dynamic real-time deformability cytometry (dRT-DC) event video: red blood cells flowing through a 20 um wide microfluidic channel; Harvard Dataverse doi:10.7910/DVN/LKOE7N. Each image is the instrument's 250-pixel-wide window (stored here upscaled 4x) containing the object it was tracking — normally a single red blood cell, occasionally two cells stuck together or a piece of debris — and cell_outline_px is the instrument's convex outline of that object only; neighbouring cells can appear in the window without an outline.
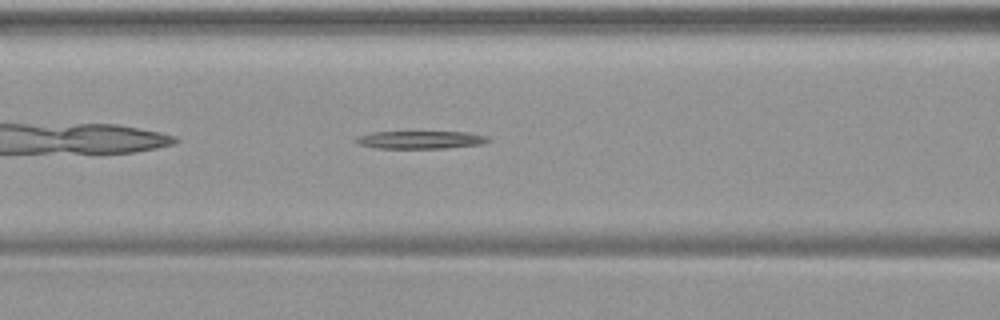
{"species": "common noctule bat (a hibernating species)", "species_latin": "Nyctalus noctula", "temperature_condition": "warm", "stored_images_in_passage": 35, "camera_frame_rate_fps": 3000, "um_per_image_px": 0.085, "animal": {"sex": "female", "body_mass_g": 19.9}, "frame": {"image": 1, "passage_image": 7, "time_ms": 2.0, "image_size_px": [1000, 320], "cell_outline_px": [[492, 140], [480, 144], [448, 148], [376, 148], [360, 144], [352, 140], [356, 136], [372, 132], [468, 132], [488, 136]], "centroid_in_image_um": [35.73, 11.88], "position_along_channel_um": 130.9, "area_um2": 13.76}}
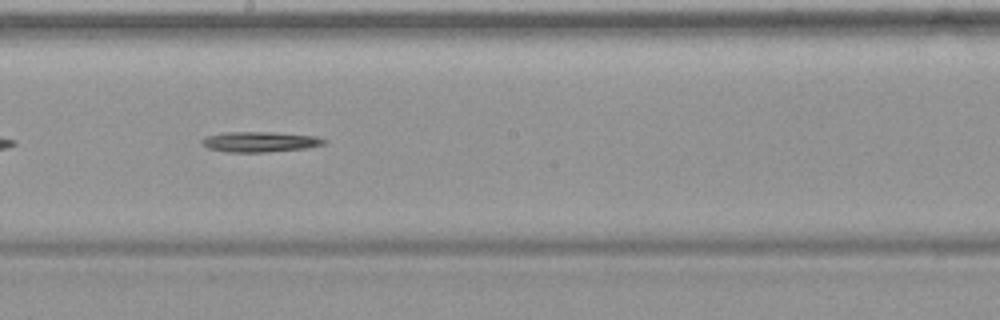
{"frame": {"image": 2, "passage_image": 14, "time_ms": 4.333, "image_size_px": [1000, 320], "cell_outline_px": [[328, 140], [324, 144], [304, 148], [264, 152], [224, 152], [208, 148], [200, 140], [204, 136], [224, 132], [272, 132], [316, 136]], "centroid_in_image_um": [22.05, 12.05], "position_along_channel_um": 226.1, "area_um2": 14.45}}
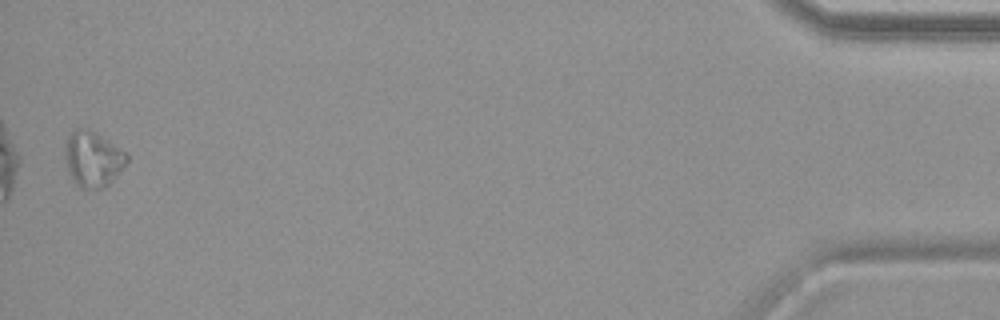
{"frame": {"image": 3, "passage_image": 35, "time_ms": 11.333, "image_size_px": [1000, 320], "cell_outline_px": [[128, 160], [112, 180], [104, 188], [80, 188], [76, 184], [68, 172], [64, 156], [64, 144], [68, 136], [76, 128], [88, 128], [96, 132], [128, 152]], "centroid_in_image_um": [7.88, 13.48], "position_along_channel_um": 427.3, "area_um2": 20.17}}